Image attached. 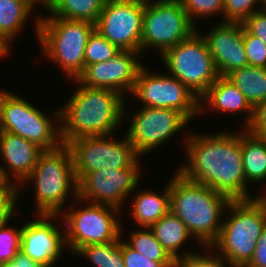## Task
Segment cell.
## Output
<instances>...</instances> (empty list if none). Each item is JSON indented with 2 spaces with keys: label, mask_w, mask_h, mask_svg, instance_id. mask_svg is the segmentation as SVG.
Wrapping results in <instances>:
<instances>
[{
  "label": "cell",
  "mask_w": 266,
  "mask_h": 267,
  "mask_svg": "<svg viewBox=\"0 0 266 267\" xmlns=\"http://www.w3.org/2000/svg\"><path fill=\"white\" fill-rule=\"evenodd\" d=\"M226 211L230 215L223 221L219 235L253 236L259 240L266 224V209L257 198L230 201Z\"/></svg>",
  "instance_id": "cell-19"
},
{
  "label": "cell",
  "mask_w": 266,
  "mask_h": 267,
  "mask_svg": "<svg viewBox=\"0 0 266 267\" xmlns=\"http://www.w3.org/2000/svg\"><path fill=\"white\" fill-rule=\"evenodd\" d=\"M256 245L257 240L253 236L219 235L210 248H216L219 251L217 254L229 267H245L250 262Z\"/></svg>",
  "instance_id": "cell-25"
},
{
  "label": "cell",
  "mask_w": 266,
  "mask_h": 267,
  "mask_svg": "<svg viewBox=\"0 0 266 267\" xmlns=\"http://www.w3.org/2000/svg\"><path fill=\"white\" fill-rule=\"evenodd\" d=\"M149 72L143 65L131 93L142 107L175 109L189 121L200 114L199 98L177 78Z\"/></svg>",
  "instance_id": "cell-11"
},
{
  "label": "cell",
  "mask_w": 266,
  "mask_h": 267,
  "mask_svg": "<svg viewBox=\"0 0 266 267\" xmlns=\"http://www.w3.org/2000/svg\"><path fill=\"white\" fill-rule=\"evenodd\" d=\"M197 28L180 0H145L141 53L152 47L162 55L189 38Z\"/></svg>",
  "instance_id": "cell-9"
},
{
  "label": "cell",
  "mask_w": 266,
  "mask_h": 267,
  "mask_svg": "<svg viewBox=\"0 0 266 267\" xmlns=\"http://www.w3.org/2000/svg\"><path fill=\"white\" fill-rule=\"evenodd\" d=\"M255 108L266 101V68L245 66L226 76Z\"/></svg>",
  "instance_id": "cell-26"
},
{
  "label": "cell",
  "mask_w": 266,
  "mask_h": 267,
  "mask_svg": "<svg viewBox=\"0 0 266 267\" xmlns=\"http://www.w3.org/2000/svg\"><path fill=\"white\" fill-rule=\"evenodd\" d=\"M141 55L135 51H120L108 61L87 65L76 80L81 85L110 89L125 97V92L132 93L143 66L138 59Z\"/></svg>",
  "instance_id": "cell-15"
},
{
  "label": "cell",
  "mask_w": 266,
  "mask_h": 267,
  "mask_svg": "<svg viewBox=\"0 0 266 267\" xmlns=\"http://www.w3.org/2000/svg\"><path fill=\"white\" fill-rule=\"evenodd\" d=\"M26 182L35 184L37 214L62 213L69 194L73 193L75 199L78 193L70 148L63 144L58 149L44 151L23 184Z\"/></svg>",
  "instance_id": "cell-5"
},
{
  "label": "cell",
  "mask_w": 266,
  "mask_h": 267,
  "mask_svg": "<svg viewBox=\"0 0 266 267\" xmlns=\"http://www.w3.org/2000/svg\"><path fill=\"white\" fill-rule=\"evenodd\" d=\"M261 8L266 9V0H260Z\"/></svg>",
  "instance_id": "cell-45"
},
{
  "label": "cell",
  "mask_w": 266,
  "mask_h": 267,
  "mask_svg": "<svg viewBox=\"0 0 266 267\" xmlns=\"http://www.w3.org/2000/svg\"><path fill=\"white\" fill-rule=\"evenodd\" d=\"M24 1H26L33 9L36 8L37 5L39 6V4H41L40 6L46 7V0H24Z\"/></svg>",
  "instance_id": "cell-43"
},
{
  "label": "cell",
  "mask_w": 266,
  "mask_h": 267,
  "mask_svg": "<svg viewBox=\"0 0 266 267\" xmlns=\"http://www.w3.org/2000/svg\"><path fill=\"white\" fill-rule=\"evenodd\" d=\"M206 33L201 36L206 42L219 76H227L236 69L248 66L242 23L218 22Z\"/></svg>",
  "instance_id": "cell-17"
},
{
  "label": "cell",
  "mask_w": 266,
  "mask_h": 267,
  "mask_svg": "<svg viewBox=\"0 0 266 267\" xmlns=\"http://www.w3.org/2000/svg\"><path fill=\"white\" fill-rule=\"evenodd\" d=\"M54 113L51 115L55 119L49 118L42 110L19 95L7 90L0 91L1 131L19 135L44 151L55 150L63 145L59 123L60 109ZM53 120H57L58 124H54Z\"/></svg>",
  "instance_id": "cell-6"
},
{
  "label": "cell",
  "mask_w": 266,
  "mask_h": 267,
  "mask_svg": "<svg viewBox=\"0 0 266 267\" xmlns=\"http://www.w3.org/2000/svg\"><path fill=\"white\" fill-rule=\"evenodd\" d=\"M174 174L169 181L170 211L184 222L203 249L210 247L219 236L221 216L230 200L208 186L184 178L178 171Z\"/></svg>",
  "instance_id": "cell-3"
},
{
  "label": "cell",
  "mask_w": 266,
  "mask_h": 267,
  "mask_svg": "<svg viewBox=\"0 0 266 267\" xmlns=\"http://www.w3.org/2000/svg\"><path fill=\"white\" fill-rule=\"evenodd\" d=\"M186 163L177 171L186 179L208 186L230 201L256 198L247 189L241 152V132L187 134Z\"/></svg>",
  "instance_id": "cell-1"
},
{
  "label": "cell",
  "mask_w": 266,
  "mask_h": 267,
  "mask_svg": "<svg viewBox=\"0 0 266 267\" xmlns=\"http://www.w3.org/2000/svg\"><path fill=\"white\" fill-rule=\"evenodd\" d=\"M141 157L130 167L104 168L85 174L78 181V202L114 206L122 210L124 200L137 189L141 175Z\"/></svg>",
  "instance_id": "cell-13"
},
{
  "label": "cell",
  "mask_w": 266,
  "mask_h": 267,
  "mask_svg": "<svg viewBox=\"0 0 266 267\" xmlns=\"http://www.w3.org/2000/svg\"><path fill=\"white\" fill-rule=\"evenodd\" d=\"M75 254L84 256L95 267H125L122 258L121 237L116 241L105 244L83 246Z\"/></svg>",
  "instance_id": "cell-29"
},
{
  "label": "cell",
  "mask_w": 266,
  "mask_h": 267,
  "mask_svg": "<svg viewBox=\"0 0 266 267\" xmlns=\"http://www.w3.org/2000/svg\"><path fill=\"white\" fill-rule=\"evenodd\" d=\"M32 12L24 0H0V33L13 42Z\"/></svg>",
  "instance_id": "cell-27"
},
{
  "label": "cell",
  "mask_w": 266,
  "mask_h": 267,
  "mask_svg": "<svg viewBox=\"0 0 266 267\" xmlns=\"http://www.w3.org/2000/svg\"><path fill=\"white\" fill-rule=\"evenodd\" d=\"M241 152L246 182L250 184L266 180V137L241 131Z\"/></svg>",
  "instance_id": "cell-22"
},
{
  "label": "cell",
  "mask_w": 266,
  "mask_h": 267,
  "mask_svg": "<svg viewBox=\"0 0 266 267\" xmlns=\"http://www.w3.org/2000/svg\"><path fill=\"white\" fill-rule=\"evenodd\" d=\"M5 181H4V179H3V177H2V175H1V173H0V186L4 183Z\"/></svg>",
  "instance_id": "cell-46"
},
{
  "label": "cell",
  "mask_w": 266,
  "mask_h": 267,
  "mask_svg": "<svg viewBox=\"0 0 266 267\" xmlns=\"http://www.w3.org/2000/svg\"><path fill=\"white\" fill-rule=\"evenodd\" d=\"M243 43L249 66L266 68V43L243 27Z\"/></svg>",
  "instance_id": "cell-35"
},
{
  "label": "cell",
  "mask_w": 266,
  "mask_h": 267,
  "mask_svg": "<svg viewBox=\"0 0 266 267\" xmlns=\"http://www.w3.org/2000/svg\"><path fill=\"white\" fill-rule=\"evenodd\" d=\"M246 129L253 135L266 137V101L254 108L252 121Z\"/></svg>",
  "instance_id": "cell-39"
},
{
  "label": "cell",
  "mask_w": 266,
  "mask_h": 267,
  "mask_svg": "<svg viewBox=\"0 0 266 267\" xmlns=\"http://www.w3.org/2000/svg\"><path fill=\"white\" fill-rule=\"evenodd\" d=\"M0 267H42L37 262L30 259L22 251H19L13 260L1 263Z\"/></svg>",
  "instance_id": "cell-41"
},
{
  "label": "cell",
  "mask_w": 266,
  "mask_h": 267,
  "mask_svg": "<svg viewBox=\"0 0 266 267\" xmlns=\"http://www.w3.org/2000/svg\"><path fill=\"white\" fill-rule=\"evenodd\" d=\"M129 240L126 243L135 251L150 260L160 262L164 267H174L175 260L163 248L150 228H138V230L131 233Z\"/></svg>",
  "instance_id": "cell-28"
},
{
  "label": "cell",
  "mask_w": 266,
  "mask_h": 267,
  "mask_svg": "<svg viewBox=\"0 0 266 267\" xmlns=\"http://www.w3.org/2000/svg\"><path fill=\"white\" fill-rule=\"evenodd\" d=\"M75 84L77 90L60 109L63 144L81 137L114 134L128 113L125 97L110 89L81 85L76 79Z\"/></svg>",
  "instance_id": "cell-2"
},
{
  "label": "cell",
  "mask_w": 266,
  "mask_h": 267,
  "mask_svg": "<svg viewBox=\"0 0 266 267\" xmlns=\"http://www.w3.org/2000/svg\"><path fill=\"white\" fill-rule=\"evenodd\" d=\"M191 22L196 26V18H210L211 15H224L223 0H180Z\"/></svg>",
  "instance_id": "cell-32"
},
{
  "label": "cell",
  "mask_w": 266,
  "mask_h": 267,
  "mask_svg": "<svg viewBox=\"0 0 266 267\" xmlns=\"http://www.w3.org/2000/svg\"><path fill=\"white\" fill-rule=\"evenodd\" d=\"M20 190V186L9 182H4L0 186V226L9 223L14 215Z\"/></svg>",
  "instance_id": "cell-34"
},
{
  "label": "cell",
  "mask_w": 266,
  "mask_h": 267,
  "mask_svg": "<svg viewBox=\"0 0 266 267\" xmlns=\"http://www.w3.org/2000/svg\"><path fill=\"white\" fill-rule=\"evenodd\" d=\"M43 152L44 150L35 143L19 135L1 131L0 156L3 158L2 162L4 163H0V173L4 181L18 186L23 185ZM9 172H12L14 182L10 178Z\"/></svg>",
  "instance_id": "cell-18"
},
{
  "label": "cell",
  "mask_w": 266,
  "mask_h": 267,
  "mask_svg": "<svg viewBox=\"0 0 266 267\" xmlns=\"http://www.w3.org/2000/svg\"><path fill=\"white\" fill-rule=\"evenodd\" d=\"M161 58L168 74L177 78L199 99L219 77L206 42L198 31L165 51Z\"/></svg>",
  "instance_id": "cell-8"
},
{
  "label": "cell",
  "mask_w": 266,
  "mask_h": 267,
  "mask_svg": "<svg viewBox=\"0 0 266 267\" xmlns=\"http://www.w3.org/2000/svg\"><path fill=\"white\" fill-rule=\"evenodd\" d=\"M150 229L174 260L195 253L189 251L183 252L181 255L178 253L180 252L179 250H182V246L185 245L184 243L188 241L189 237L191 238L193 236L188 231L184 222L171 211L152 225Z\"/></svg>",
  "instance_id": "cell-23"
},
{
  "label": "cell",
  "mask_w": 266,
  "mask_h": 267,
  "mask_svg": "<svg viewBox=\"0 0 266 267\" xmlns=\"http://www.w3.org/2000/svg\"><path fill=\"white\" fill-rule=\"evenodd\" d=\"M145 0H106L95 29L121 51L141 53Z\"/></svg>",
  "instance_id": "cell-12"
},
{
  "label": "cell",
  "mask_w": 266,
  "mask_h": 267,
  "mask_svg": "<svg viewBox=\"0 0 266 267\" xmlns=\"http://www.w3.org/2000/svg\"><path fill=\"white\" fill-rule=\"evenodd\" d=\"M205 249L207 250L208 255L207 254L200 255L198 253L186 255L184 257L175 260L174 267H227L228 266V263L221 256L213 253L214 251L217 252L216 250L211 249L210 247H205ZM209 253L214 255L211 256V254Z\"/></svg>",
  "instance_id": "cell-36"
},
{
  "label": "cell",
  "mask_w": 266,
  "mask_h": 267,
  "mask_svg": "<svg viewBox=\"0 0 266 267\" xmlns=\"http://www.w3.org/2000/svg\"><path fill=\"white\" fill-rule=\"evenodd\" d=\"M256 198L264 205L265 209H266V194L264 193V195H259L256 196Z\"/></svg>",
  "instance_id": "cell-44"
},
{
  "label": "cell",
  "mask_w": 266,
  "mask_h": 267,
  "mask_svg": "<svg viewBox=\"0 0 266 267\" xmlns=\"http://www.w3.org/2000/svg\"><path fill=\"white\" fill-rule=\"evenodd\" d=\"M35 20V33L44 57L60 66L69 79H77L85 69V47L95 24L50 15H40Z\"/></svg>",
  "instance_id": "cell-4"
},
{
  "label": "cell",
  "mask_w": 266,
  "mask_h": 267,
  "mask_svg": "<svg viewBox=\"0 0 266 267\" xmlns=\"http://www.w3.org/2000/svg\"><path fill=\"white\" fill-rule=\"evenodd\" d=\"M36 220L23 224L20 251L42 267H53L65 249V230L52 222L60 214H37ZM53 220V221H51ZM65 245V246H64Z\"/></svg>",
  "instance_id": "cell-16"
},
{
  "label": "cell",
  "mask_w": 266,
  "mask_h": 267,
  "mask_svg": "<svg viewBox=\"0 0 266 267\" xmlns=\"http://www.w3.org/2000/svg\"><path fill=\"white\" fill-rule=\"evenodd\" d=\"M10 42L8 39H6L1 33H0V59L6 57L11 52L10 48Z\"/></svg>",
  "instance_id": "cell-42"
},
{
  "label": "cell",
  "mask_w": 266,
  "mask_h": 267,
  "mask_svg": "<svg viewBox=\"0 0 266 267\" xmlns=\"http://www.w3.org/2000/svg\"><path fill=\"white\" fill-rule=\"evenodd\" d=\"M245 267H266V224L263 227L261 236L250 262Z\"/></svg>",
  "instance_id": "cell-40"
},
{
  "label": "cell",
  "mask_w": 266,
  "mask_h": 267,
  "mask_svg": "<svg viewBox=\"0 0 266 267\" xmlns=\"http://www.w3.org/2000/svg\"><path fill=\"white\" fill-rule=\"evenodd\" d=\"M122 258L125 267H164L160 262L150 260L122 241Z\"/></svg>",
  "instance_id": "cell-37"
},
{
  "label": "cell",
  "mask_w": 266,
  "mask_h": 267,
  "mask_svg": "<svg viewBox=\"0 0 266 267\" xmlns=\"http://www.w3.org/2000/svg\"><path fill=\"white\" fill-rule=\"evenodd\" d=\"M112 135L81 137L67 144L77 182L85 174L99 169L130 168L140 158L127 137L119 141Z\"/></svg>",
  "instance_id": "cell-10"
},
{
  "label": "cell",
  "mask_w": 266,
  "mask_h": 267,
  "mask_svg": "<svg viewBox=\"0 0 266 267\" xmlns=\"http://www.w3.org/2000/svg\"><path fill=\"white\" fill-rule=\"evenodd\" d=\"M20 229L8 226V223L0 226V264L7 263L20 251L21 244Z\"/></svg>",
  "instance_id": "cell-33"
},
{
  "label": "cell",
  "mask_w": 266,
  "mask_h": 267,
  "mask_svg": "<svg viewBox=\"0 0 266 267\" xmlns=\"http://www.w3.org/2000/svg\"><path fill=\"white\" fill-rule=\"evenodd\" d=\"M200 114L207 107L212 111L247 113L243 125L247 128L253 118L254 108L247 101L242 92L226 76L218 79L208 88L207 92L199 99ZM206 105V106H205Z\"/></svg>",
  "instance_id": "cell-20"
},
{
  "label": "cell",
  "mask_w": 266,
  "mask_h": 267,
  "mask_svg": "<svg viewBox=\"0 0 266 267\" xmlns=\"http://www.w3.org/2000/svg\"><path fill=\"white\" fill-rule=\"evenodd\" d=\"M62 211L67 249L76 253L89 244H105L118 240L123 231L118 220L121 210L110 205L88 202L86 206ZM70 210V211H69ZM69 211V212H68ZM120 212V213H119ZM118 216V217H117Z\"/></svg>",
  "instance_id": "cell-7"
},
{
  "label": "cell",
  "mask_w": 266,
  "mask_h": 267,
  "mask_svg": "<svg viewBox=\"0 0 266 267\" xmlns=\"http://www.w3.org/2000/svg\"><path fill=\"white\" fill-rule=\"evenodd\" d=\"M126 137L142 157L179 133L190 121L179 111L168 108L142 107L132 114Z\"/></svg>",
  "instance_id": "cell-14"
},
{
  "label": "cell",
  "mask_w": 266,
  "mask_h": 267,
  "mask_svg": "<svg viewBox=\"0 0 266 267\" xmlns=\"http://www.w3.org/2000/svg\"><path fill=\"white\" fill-rule=\"evenodd\" d=\"M242 25L250 34L266 43V9H260L253 13Z\"/></svg>",
  "instance_id": "cell-38"
},
{
  "label": "cell",
  "mask_w": 266,
  "mask_h": 267,
  "mask_svg": "<svg viewBox=\"0 0 266 267\" xmlns=\"http://www.w3.org/2000/svg\"><path fill=\"white\" fill-rule=\"evenodd\" d=\"M258 2L260 0H223L224 15L219 22L243 23L250 15L262 9ZM257 3L259 8L256 7Z\"/></svg>",
  "instance_id": "cell-31"
},
{
  "label": "cell",
  "mask_w": 266,
  "mask_h": 267,
  "mask_svg": "<svg viewBox=\"0 0 266 267\" xmlns=\"http://www.w3.org/2000/svg\"><path fill=\"white\" fill-rule=\"evenodd\" d=\"M167 184L160 195L149 190L134 195L132 217L139 228H150L170 211L169 182Z\"/></svg>",
  "instance_id": "cell-21"
},
{
  "label": "cell",
  "mask_w": 266,
  "mask_h": 267,
  "mask_svg": "<svg viewBox=\"0 0 266 267\" xmlns=\"http://www.w3.org/2000/svg\"><path fill=\"white\" fill-rule=\"evenodd\" d=\"M120 51L95 29L89 36L85 47V67L94 63L108 61Z\"/></svg>",
  "instance_id": "cell-30"
},
{
  "label": "cell",
  "mask_w": 266,
  "mask_h": 267,
  "mask_svg": "<svg viewBox=\"0 0 266 267\" xmlns=\"http://www.w3.org/2000/svg\"><path fill=\"white\" fill-rule=\"evenodd\" d=\"M106 0H46L52 17L96 24Z\"/></svg>",
  "instance_id": "cell-24"
}]
</instances>
